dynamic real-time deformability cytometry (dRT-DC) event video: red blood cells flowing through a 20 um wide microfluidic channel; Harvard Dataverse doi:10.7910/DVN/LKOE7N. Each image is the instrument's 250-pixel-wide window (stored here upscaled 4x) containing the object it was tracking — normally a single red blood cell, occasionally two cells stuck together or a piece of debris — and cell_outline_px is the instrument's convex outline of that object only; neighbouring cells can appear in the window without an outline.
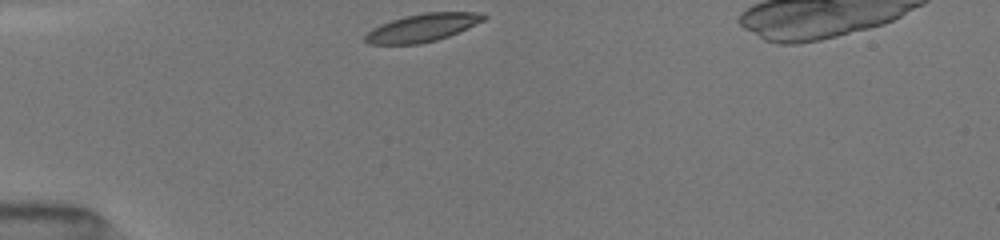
{"species": "common noctule bat (a hibernating species)", "species_latin": "Nyctalus noctula", "temperature_condition": "room temperature", "stored_images_in_passage": 30, "camera_frame_rate_fps": 3000, "um_per_image_px": 0.085, "animal": {"sex": "female", "body_mass_g": 19.5, "forearm_length_mm": 54.1}, "frame": {"image": 1, "passage_image": 1, "time_ms": 0.0, "image_size_px": [1000, 240], "cell_outline_px": [[488, 16], [484, 20], [448, 36], [436, 40], [420, 44], [368, 44], [364, 40], [364, 36], [372, 28], [380, 24], [404, 16], [424, 12], [484, 12]], "centroid_in_image_um": [35.89, 2.34], "position_along_channel_um": 49.1, "area_um2": 19.25}}
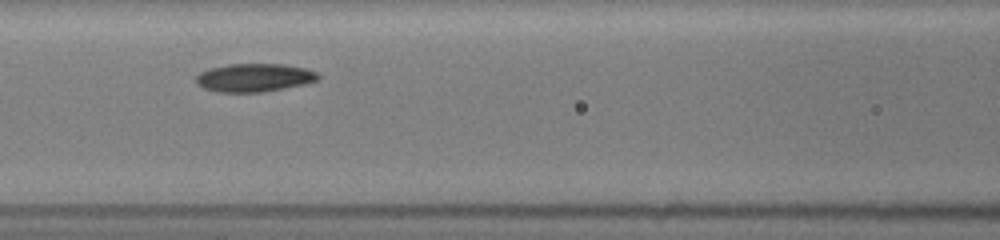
{"frame": {"image": 2, "passage_image": 10, "time_ms": 3.0, "image_size_px": [1000, 240], "cell_outline_px": [[320, 76], [316, 80], [304, 84], [284, 88], [260, 92], [216, 92], [204, 88], [196, 84], [196, 76], [200, 72], [208, 68], [228, 64], [284, 64], [308, 68], [316, 72]], "centroid_in_image_um": [21.59, 6.59], "position_along_channel_um": 145.0, "area_um2": 20.17}}
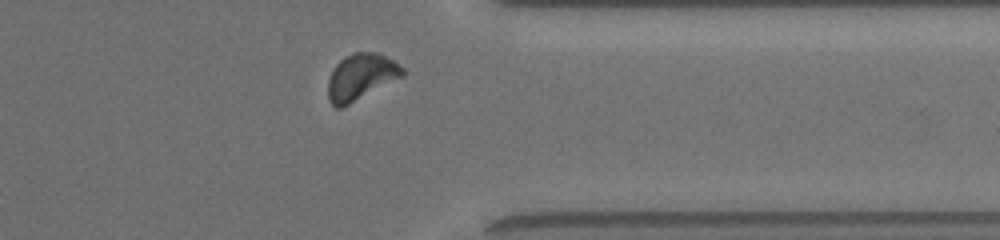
{"frame": {"image": 3, "passage_image": 27, "time_ms": 9.0, "image_size_px": [1000, 240], "cell_outline_px": [[404, 76], [340, 108], [336, 108], [328, 100], [328, 80], [336, 64], [340, 60], [352, 52], [380, 52], [404, 68]], "centroid_in_image_um": [30.68, 6.51], "position_along_channel_um": 380.7, "area_um2": 19.94}, "authors_computed_cell_mechanics": {"area_um2": 20.0277, "velocity_mm_per_s": 3.9939, "shape_relaxation_time_tau1_ms": 1.8926, "shape_relaxation_time_tau2_ms": null, "deformation_change_tau1": 0.0937, "deformation_change_tau2": null}}